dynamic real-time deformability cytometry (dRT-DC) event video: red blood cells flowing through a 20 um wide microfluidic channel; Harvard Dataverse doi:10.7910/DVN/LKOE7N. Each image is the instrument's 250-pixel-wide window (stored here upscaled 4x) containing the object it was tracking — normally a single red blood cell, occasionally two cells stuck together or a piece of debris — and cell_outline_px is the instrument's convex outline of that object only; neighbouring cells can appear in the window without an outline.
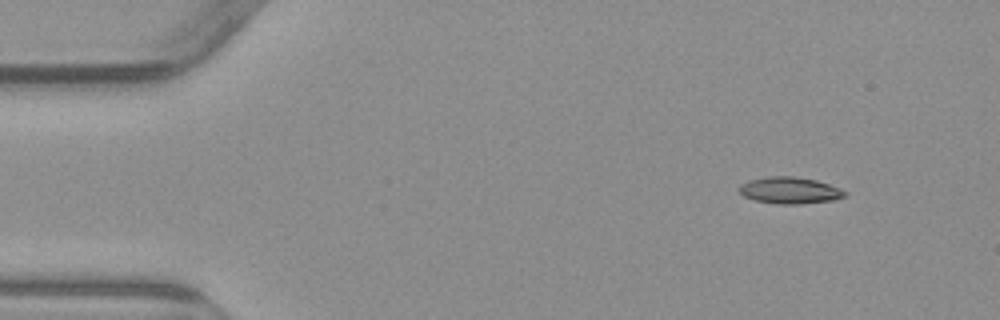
{"species": "common noctule bat (a hibernating species)", "species_latin": "Nyctalus noctula", "temperature_condition": "warm", "stored_images_in_passage": 5, "camera_frame_rate_fps": 3000, "um_per_image_px": 0.085, "animal": {"sex": "male", "body_mass_g": 23.1, "forearm_length_mm": 52.7}, "frame": {"image": 1, "passage_image": 1, "time_ms": 0.0, "image_size_px": [1000, 320], "cell_outline_px": [[848, 196], [832, 200], [800, 204], [776, 204], [756, 200], [744, 196], [736, 188], [740, 184], [748, 180], [768, 176], [792, 176], [816, 180], [840, 188], [848, 192]], "centroid_in_image_um": [67.13, 16.18], "position_along_channel_um": 17.9, "area_um2": 16.53}}
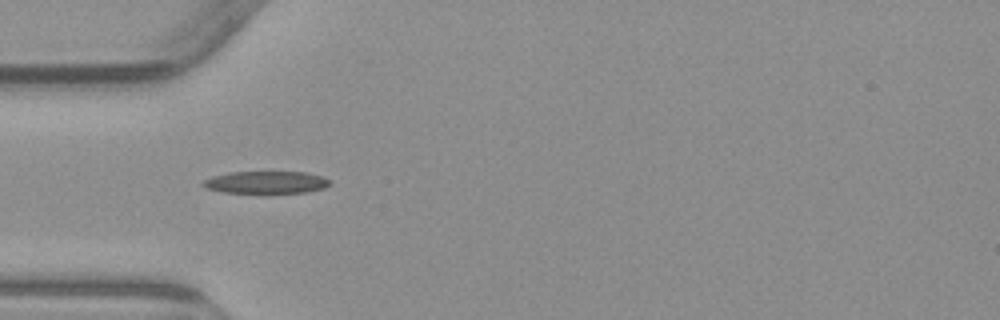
{"frame": {"image": 2, "passage_image": 4, "time_ms": 3.667, "image_size_px": [1000, 320], "cell_outline_px": [[332, 184], [324, 188], [304, 192], [224, 192], [204, 188], [200, 184], [204, 180], [212, 176], [228, 172], [308, 172], [324, 176], [332, 180]], "centroid_in_image_um": [22.65, 15.48], "position_along_channel_um": 62.4, "area_um2": 16.53}}
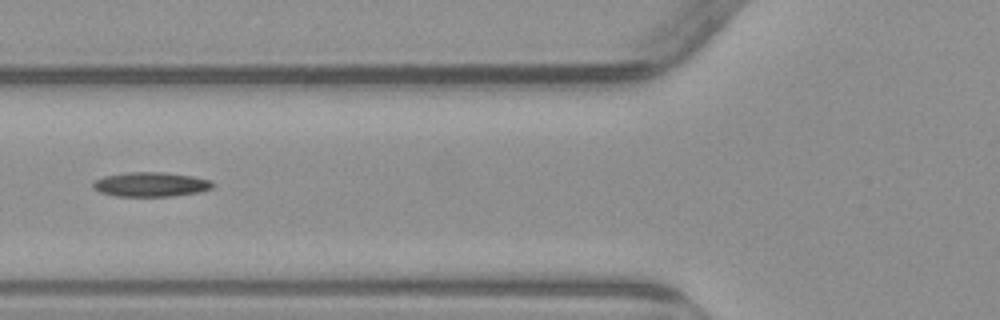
{"frame": {"image": 3, "passage_image": 5, "time_ms": 5.0, "image_size_px": [1000, 320], "cell_outline_px": [[216, 184], [212, 188], [200, 192], [172, 196], [116, 196], [100, 192], [92, 188], [92, 180], [104, 176], [132, 172], [164, 172], [192, 176], [212, 180]], "centroid_in_image_um": [12.82, 15.67], "position_along_channel_um": 113.0, "area_um2": 17.22}}